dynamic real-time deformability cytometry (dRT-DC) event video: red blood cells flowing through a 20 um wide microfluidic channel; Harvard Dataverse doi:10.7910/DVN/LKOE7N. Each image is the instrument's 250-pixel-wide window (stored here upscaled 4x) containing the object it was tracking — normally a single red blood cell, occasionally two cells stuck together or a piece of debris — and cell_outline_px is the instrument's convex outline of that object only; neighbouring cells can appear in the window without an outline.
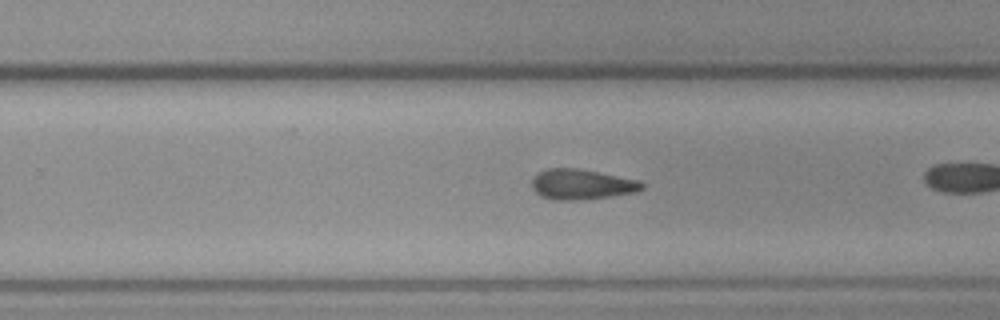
{"species": "common noctule bat (a hibernating species)", "species_latin": "Nyctalus noctula", "temperature_condition": "cold", "stored_images_in_passage": 36, "camera_frame_rate_fps": 3000, "um_per_image_px": 0.085, "animal": {"sex": "female", "body_mass_g": 19.3, "forearm_length_mm": 54.1}, "frame": {"image": 1, "passage_image": 19, "time_ms": 6.0, "image_size_px": [1000, 320], "cell_outline_px": [[644, 188], [636, 192], [580, 200], [552, 200], [540, 196], [532, 188], [532, 180], [540, 172], [548, 168], [576, 168], [640, 180], [644, 184]], "centroid_in_image_um": [49.44, 15.68], "position_along_channel_um": 280.4, "area_um2": 19.31}}
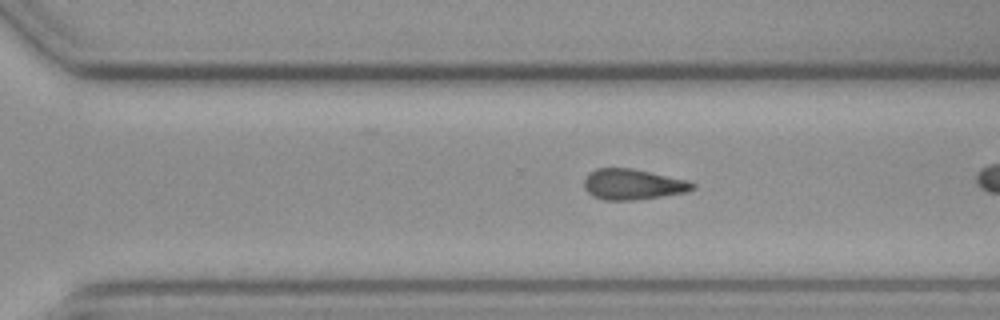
{"frame": {"image": 2, "passage_image": 22, "time_ms": 7.0, "image_size_px": [1000, 320], "cell_outline_px": [[696, 188], [688, 192], [636, 200], [604, 200], [592, 196], [584, 188], [584, 180], [588, 172], [596, 168], [632, 168], [688, 180], [696, 184]], "centroid_in_image_um": [53.79, 15.67], "position_along_channel_um": 316.8, "area_um2": 19.59}, "authors_computed_cell_mechanics": {"area_um2": 19.0451, "velocity_mm_per_s": 3.6504, "shape_relaxation_time_tau1_ms": null, "shape_relaxation_time_tau2_ms": 2.9121, "deformation_change_tau1": null, "deformation_change_tau2": 0.1272}}